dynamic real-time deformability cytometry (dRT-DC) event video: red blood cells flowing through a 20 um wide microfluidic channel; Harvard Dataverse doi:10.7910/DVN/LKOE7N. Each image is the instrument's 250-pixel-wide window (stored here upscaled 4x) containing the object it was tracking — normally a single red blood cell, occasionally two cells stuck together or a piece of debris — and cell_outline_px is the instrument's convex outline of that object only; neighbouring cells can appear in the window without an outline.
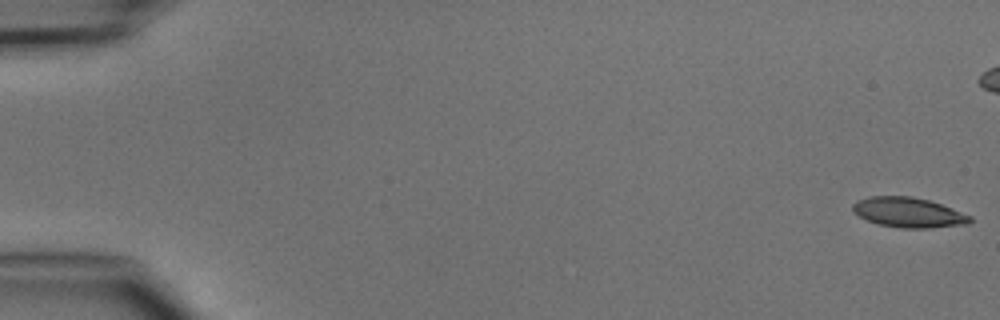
{"species": "common noctule bat (a hibernating species)", "species_latin": "Nyctalus noctula", "temperature_condition": "cold", "stored_images_in_passage": 6, "camera_frame_rate_fps": 3000, "um_per_image_px": 0.085, "animal": {"sex": "male", "body_mass_g": 15.6}, "frame": {"image": 1, "passage_image": 1, "time_ms": 0.0, "image_size_px": [1000, 320], "cell_outline_px": [[972, 220], [968, 224], [928, 228], [900, 228], [880, 224], [868, 220], [852, 212], [852, 204], [856, 200], [868, 196], [912, 196], [928, 200], [952, 208], [972, 216]], "centroid_in_image_um": [77.2, 18.05], "position_along_channel_um": 7.8, "area_um2": 20.52}}